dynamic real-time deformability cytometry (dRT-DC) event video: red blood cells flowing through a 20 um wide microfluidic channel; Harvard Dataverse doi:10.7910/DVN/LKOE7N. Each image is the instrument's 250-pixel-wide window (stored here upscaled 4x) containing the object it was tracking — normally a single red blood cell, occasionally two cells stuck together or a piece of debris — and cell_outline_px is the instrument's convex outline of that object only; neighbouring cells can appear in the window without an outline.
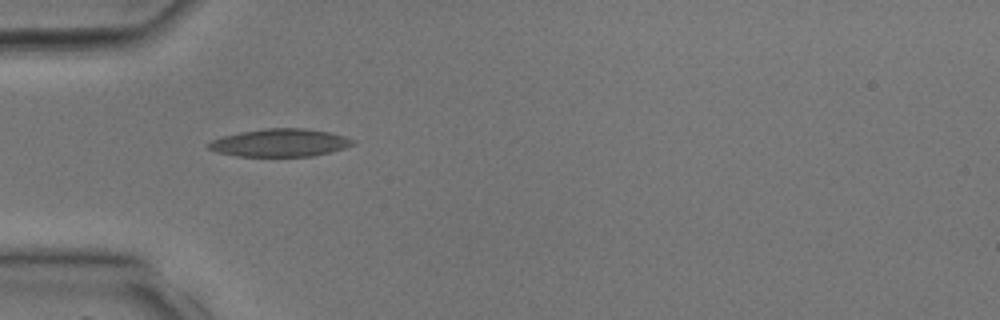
{"species": "common noctule bat (a hibernating species)", "species_latin": "Nyctalus noctula", "temperature_condition": "room temperature", "stored_images_in_passage": 24, "camera_frame_rate_fps": 3000, "um_per_image_px": 0.085, "animal": {"sex": "male", "body_mass_g": 17.9, "forearm_length_mm": 54.2}, "frame": {"image": 1, "passage_image": 1, "time_ms": 0.0, "image_size_px": [1000, 320], "cell_outline_px": [[356, 144], [344, 148], [312, 156], [236, 156], [216, 152], [208, 148], [208, 144], [212, 140], [224, 136], [240, 132], [264, 128], [304, 128], [328, 132], [344, 136], [356, 140]], "centroid_in_image_um": [23.81, 12.13], "position_along_channel_um": 61.2, "area_um2": 23.29}}
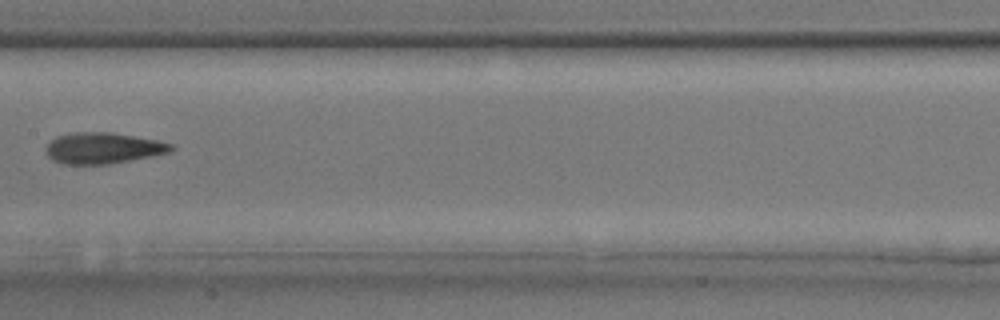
{"frame": {"image": 2, "passage_image": 8, "time_ms": 2.333, "image_size_px": [1000, 320], "cell_outline_px": [[176, 148], [168, 152], [152, 156], [108, 164], [60, 164], [52, 160], [48, 156], [48, 144], [56, 136], [76, 132], [112, 132], [156, 140], [172, 144]], "centroid_in_image_um": [8.76, 12.59], "position_along_channel_um": 198.6, "area_um2": 22.48}}
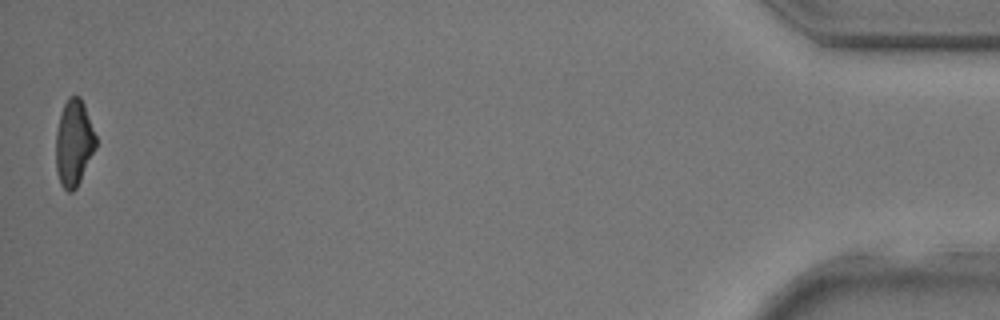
{"frame": {"image": 3, "passage_image": 24, "time_ms": 7.667, "image_size_px": [1000, 320], "cell_outline_px": [[96, 148], [76, 188], [72, 192], [68, 192], [60, 184], [56, 172], [56, 132], [60, 116], [64, 104], [68, 96], [80, 96], [84, 104], [96, 136]], "centroid_in_image_um": [6.27, 12.16], "position_along_channel_um": 428.9, "area_um2": 20.06}}